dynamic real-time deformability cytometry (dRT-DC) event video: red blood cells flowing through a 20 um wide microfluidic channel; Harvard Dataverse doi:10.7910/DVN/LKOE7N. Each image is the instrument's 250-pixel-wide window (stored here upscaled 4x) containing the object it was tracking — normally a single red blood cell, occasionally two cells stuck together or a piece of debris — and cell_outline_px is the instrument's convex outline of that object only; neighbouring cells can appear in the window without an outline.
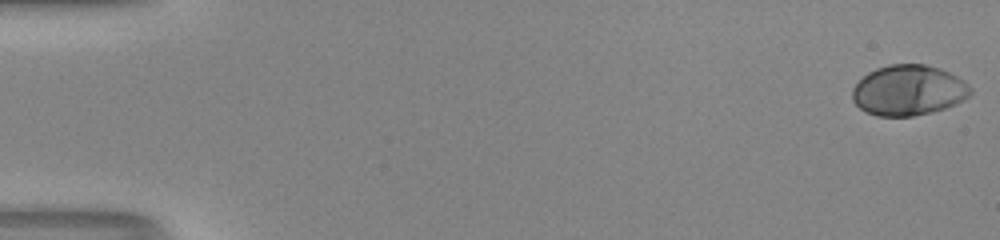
{"species": "human", "species_latin": "Homo sapiens", "temperature_condition": "room temperature", "stored_images_in_passage": 52, "camera_frame_rate_fps": 3000, "um_per_image_px": 0.085, "donor": {"sex": "male"}, "frame": {"image": 1, "passage_image": 1, "time_ms": 0.0, "image_size_px": [1000, 240], "cell_outline_px": [[972, 92], [964, 100], [944, 108], [912, 116], [876, 116], [860, 108], [852, 100], [852, 88], [868, 72], [876, 68], [888, 64], [924, 64], [940, 68], [964, 80], [972, 88]], "centroid_in_image_um": [77.21, 7.66], "position_along_channel_um": 7.8, "area_um2": 34.62}}
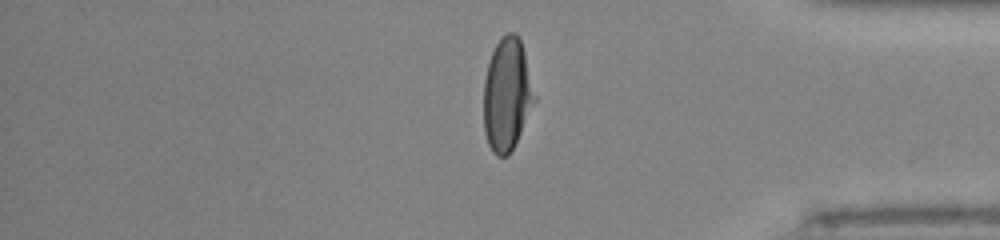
{"frame": {"image": 2, "passage_image": 44, "time_ms": 14.333, "image_size_px": [1000, 240], "cell_outline_px": [[536, 100], [508, 156], [496, 156], [492, 152], [488, 144], [484, 132], [484, 80], [488, 64], [492, 52], [496, 44], [508, 32], [516, 32], [520, 40], [524, 52], [536, 96]], "centroid_in_image_um": [43.09, 8.05], "position_along_channel_um": 392.1, "area_um2": 33.06}}
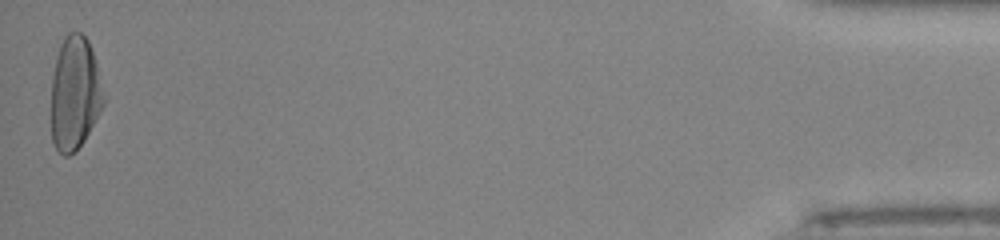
{"frame": {"image": 3, "passage_image": 52, "time_ms": 17.0, "image_size_px": [1000, 240], "cell_outline_px": [[104, 104], [100, 112], [84, 140], [76, 152], [68, 156], [64, 156], [56, 148], [52, 140], [52, 76], [56, 56], [60, 44], [64, 36], [68, 32], [80, 32], [88, 40], [96, 64], [104, 96]], "centroid_in_image_um": [6.34, 7.94], "position_along_channel_um": 428.9, "area_um2": 34.51}, "authors_computed_cell_mechanics": {"area_um2": 33.6685, "velocity_mm_per_s": 4.113, "shape_relaxation_time_tau1_ms": 4.7833, "shape_relaxation_time_tau2_ms": null, "deformation_change_tau1": 0.2285, "deformation_change_tau2": null}}